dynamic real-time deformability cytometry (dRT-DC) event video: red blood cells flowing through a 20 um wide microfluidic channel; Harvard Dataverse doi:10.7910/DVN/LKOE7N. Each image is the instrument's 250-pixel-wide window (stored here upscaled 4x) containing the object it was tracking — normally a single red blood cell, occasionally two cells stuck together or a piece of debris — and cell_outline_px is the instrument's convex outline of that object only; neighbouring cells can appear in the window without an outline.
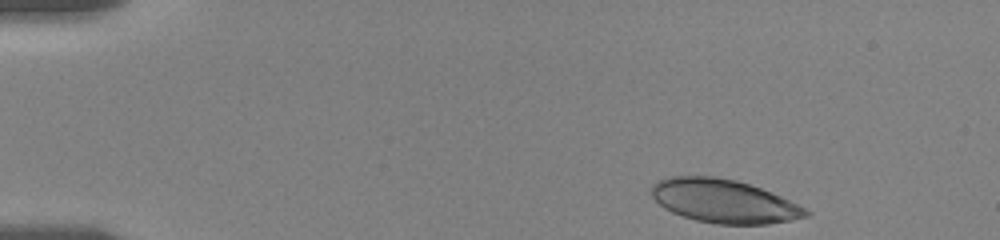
{"species": "human", "species_latin": "Homo sapiens", "temperature_condition": "room temperature", "stored_images_in_passage": 7, "camera_frame_rate_fps": 3000, "um_per_image_px": 0.085, "donor": {"sex": "female"}, "frame": {"image": 1, "passage_image": 1, "time_ms": 0.0, "image_size_px": [1000, 240], "cell_outline_px": [[812, 212], [808, 216], [792, 220], [768, 224], [716, 224], [696, 220], [672, 212], [664, 208], [648, 192], [652, 184], [656, 180], [668, 176], [716, 176], [736, 180], [760, 188], [780, 196]], "centroid_in_image_um": [61.48, 17.08], "position_along_channel_um": 23.5, "area_um2": 39.13}}
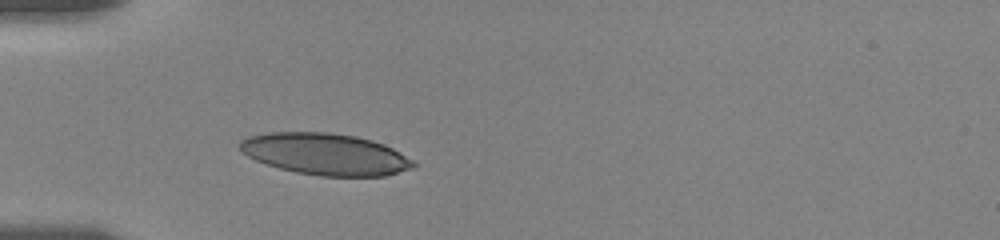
{"frame": {"image": 2, "passage_image": 5, "time_ms": 3.333, "image_size_px": [1000, 240], "cell_outline_px": [[416, 164], [412, 168], [384, 176], [320, 176], [296, 172], [280, 168], [256, 160], [248, 156], [240, 148], [240, 140], [248, 136], [268, 132], [328, 132], [356, 136], [372, 140], [384, 144], [392, 148], [412, 160]], "centroid_in_image_um": [27.65, 13.09], "position_along_channel_um": 57.3, "area_um2": 41.85}}
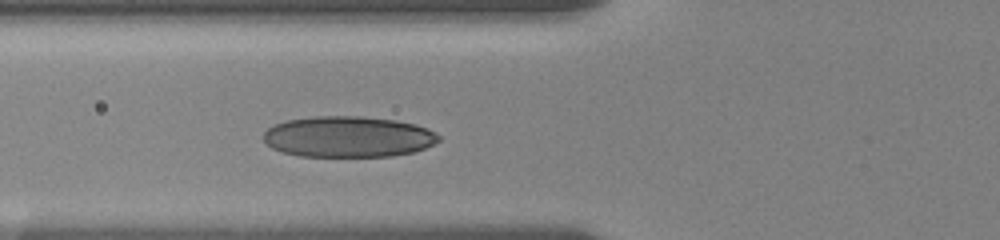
{"frame": {"image": 3, "passage_image": 7, "time_ms": 4.667, "image_size_px": [1000, 240], "cell_outline_px": [[440, 140], [424, 148], [412, 152], [392, 156], [300, 156], [280, 152], [272, 148], [264, 140], [264, 132], [268, 128], [276, 124], [288, 120], [316, 116], [360, 116], [396, 120], [416, 124], [428, 128], [436, 132], [440, 136]], "centroid_in_image_um": [29.61, 11.62], "position_along_channel_um": 96.2, "area_um2": 41.85}}